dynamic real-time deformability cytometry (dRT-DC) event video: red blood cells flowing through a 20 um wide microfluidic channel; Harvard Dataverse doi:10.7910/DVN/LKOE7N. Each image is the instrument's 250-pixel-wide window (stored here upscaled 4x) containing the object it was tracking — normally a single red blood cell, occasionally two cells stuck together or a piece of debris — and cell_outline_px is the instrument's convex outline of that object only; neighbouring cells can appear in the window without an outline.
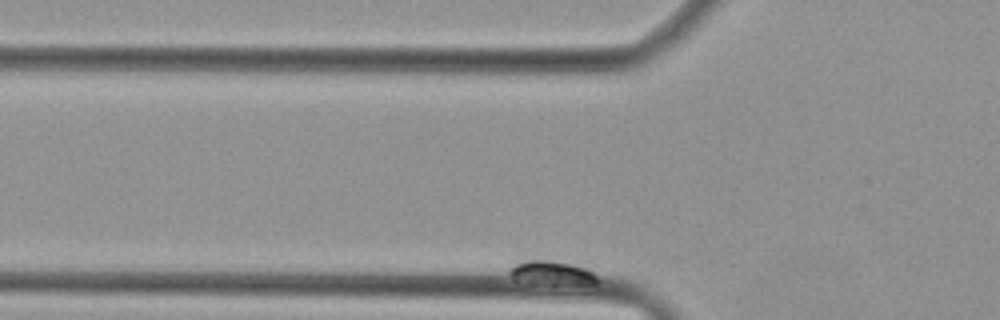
{"species": "Egyptian fruit bat (a non-hibernating species)", "species_latin": "Rousettus aegyptiacus", "temperature_condition": "cold", "stored_images_in_passage": 42, "camera_frame_rate_fps": 3000, "um_per_image_px": 0.085, "animal": {"sex": "female"}, "frame": {"image": 1, "passage_image": 4, "time_ms": 1.0, "image_size_px": [1000, 320], "cell_outline_px": [[600, 280], [596, 284], [552, 284], [516, 280], [508, 272], [508, 268], [520, 256], [560, 256], [588, 260]], "centroid_in_image_um": [47.05, 22.98], "position_along_channel_um": 78.8, "area_um2": 15.43}}
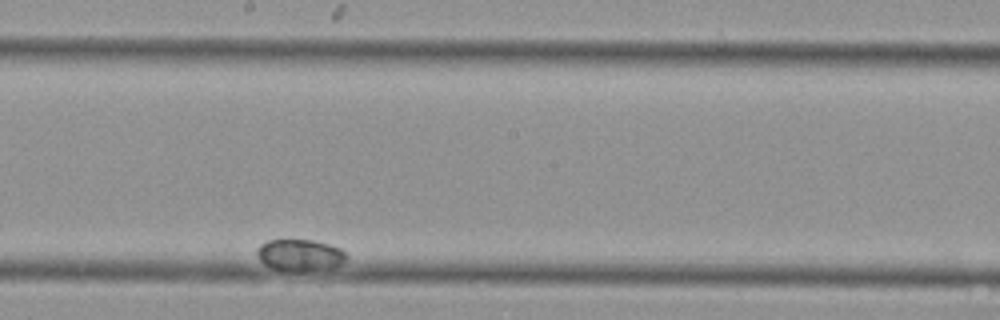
{"frame": {"image": 2, "passage_image": 26, "time_ms": 8.333, "image_size_px": [1000, 320], "cell_outline_px": [[348, 256], [340, 264], [332, 268], [276, 268], [264, 264], [260, 260], [256, 252], [256, 248], [260, 244], [268, 240], [312, 240], [328, 244], [340, 248]], "centroid_in_image_um": [25.48, 21.62], "position_along_channel_um": 222.7, "area_um2": 15.61}}
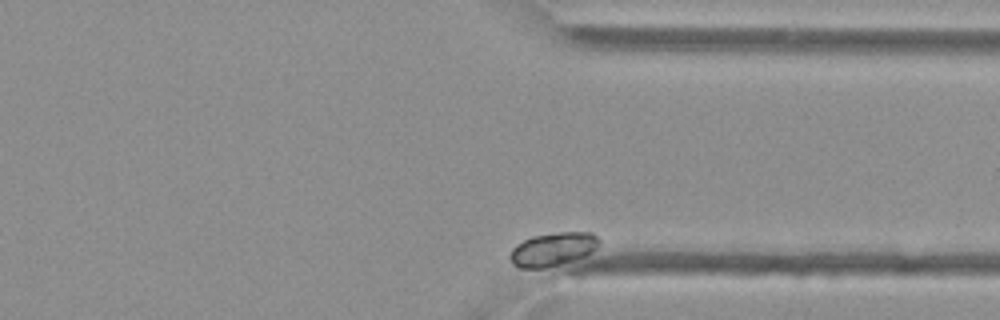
{"frame": {"image": 3, "passage_image": 42, "time_ms": 13.667, "image_size_px": [1000, 320], "cell_outline_px": [[600, 244], [592, 252], [584, 256], [544, 268], [520, 268], [512, 264], [508, 256], [512, 248], [516, 244], [532, 236], [560, 232], [592, 232], [600, 240]], "centroid_in_image_um": [46.97, 21.17], "position_along_channel_um": 364.4, "area_um2": 17.34}}